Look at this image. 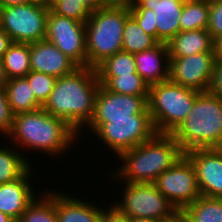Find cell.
I'll return each mask as SVG.
<instances>
[{"label":"cell","instance_id":"cell-1","mask_svg":"<svg viewBox=\"0 0 222 222\" xmlns=\"http://www.w3.org/2000/svg\"><path fill=\"white\" fill-rule=\"evenodd\" d=\"M99 87L96 70L79 67L73 73L56 79L42 108L54 117L65 120L81 137L80 133L93 116Z\"/></svg>","mask_w":222,"mask_h":222},{"label":"cell","instance_id":"cell-2","mask_svg":"<svg viewBox=\"0 0 222 222\" xmlns=\"http://www.w3.org/2000/svg\"><path fill=\"white\" fill-rule=\"evenodd\" d=\"M6 137L12 146L17 144L14 146L19 147V151L21 148L23 152L38 151L55 158L56 155L62 157L67 149L70 151V146L78 140V132L65 120L40 108L14 115L11 130Z\"/></svg>","mask_w":222,"mask_h":222},{"label":"cell","instance_id":"cell-3","mask_svg":"<svg viewBox=\"0 0 222 222\" xmlns=\"http://www.w3.org/2000/svg\"><path fill=\"white\" fill-rule=\"evenodd\" d=\"M184 153L171 134L156 133L146 142L121 153L118 157L123 164L111 176L120 182L153 183Z\"/></svg>","mask_w":222,"mask_h":222},{"label":"cell","instance_id":"cell-4","mask_svg":"<svg viewBox=\"0 0 222 222\" xmlns=\"http://www.w3.org/2000/svg\"><path fill=\"white\" fill-rule=\"evenodd\" d=\"M186 152L197 148H222V100L200 92L188 116L171 133Z\"/></svg>","mask_w":222,"mask_h":222},{"label":"cell","instance_id":"cell-5","mask_svg":"<svg viewBox=\"0 0 222 222\" xmlns=\"http://www.w3.org/2000/svg\"><path fill=\"white\" fill-rule=\"evenodd\" d=\"M129 16V4L109 3L91 13L85 23L87 67L95 69L122 51V34Z\"/></svg>","mask_w":222,"mask_h":222},{"label":"cell","instance_id":"cell-6","mask_svg":"<svg viewBox=\"0 0 222 222\" xmlns=\"http://www.w3.org/2000/svg\"><path fill=\"white\" fill-rule=\"evenodd\" d=\"M199 93L170 80L150 85L147 103L156 132L171 134L188 116Z\"/></svg>","mask_w":222,"mask_h":222},{"label":"cell","instance_id":"cell-7","mask_svg":"<svg viewBox=\"0 0 222 222\" xmlns=\"http://www.w3.org/2000/svg\"><path fill=\"white\" fill-rule=\"evenodd\" d=\"M85 127L104 142L117 158L121 153L151 139L157 132L150 113L131 115V118L109 119L108 123H88Z\"/></svg>","mask_w":222,"mask_h":222},{"label":"cell","instance_id":"cell-8","mask_svg":"<svg viewBox=\"0 0 222 222\" xmlns=\"http://www.w3.org/2000/svg\"><path fill=\"white\" fill-rule=\"evenodd\" d=\"M124 183L122 199L111 204L129 218L165 221L178 213L169 200L157 190L154 183Z\"/></svg>","mask_w":222,"mask_h":222},{"label":"cell","instance_id":"cell-9","mask_svg":"<svg viewBox=\"0 0 222 222\" xmlns=\"http://www.w3.org/2000/svg\"><path fill=\"white\" fill-rule=\"evenodd\" d=\"M49 7L30 1L22 5L0 7V27L12 42L33 43L45 39Z\"/></svg>","mask_w":222,"mask_h":222},{"label":"cell","instance_id":"cell-10","mask_svg":"<svg viewBox=\"0 0 222 222\" xmlns=\"http://www.w3.org/2000/svg\"><path fill=\"white\" fill-rule=\"evenodd\" d=\"M153 183L178 212L201 196L194 167L185 155Z\"/></svg>","mask_w":222,"mask_h":222},{"label":"cell","instance_id":"cell-11","mask_svg":"<svg viewBox=\"0 0 222 222\" xmlns=\"http://www.w3.org/2000/svg\"><path fill=\"white\" fill-rule=\"evenodd\" d=\"M45 39L79 67H87L85 23L55 14L49 9Z\"/></svg>","mask_w":222,"mask_h":222},{"label":"cell","instance_id":"cell-12","mask_svg":"<svg viewBox=\"0 0 222 222\" xmlns=\"http://www.w3.org/2000/svg\"><path fill=\"white\" fill-rule=\"evenodd\" d=\"M215 52H204L185 57H170L169 80L199 92L209 90Z\"/></svg>","mask_w":222,"mask_h":222},{"label":"cell","instance_id":"cell-13","mask_svg":"<svg viewBox=\"0 0 222 222\" xmlns=\"http://www.w3.org/2000/svg\"><path fill=\"white\" fill-rule=\"evenodd\" d=\"M148 96L123 95L100 85L89 123H108L109 119L131 118V115L149 113Z\"/></svg>","mask_w":222,"mask_h":222},{"label":"cell","instance_id":"cell-14","mask_svg":"<svg viewBox=\"0 0 222 222\" xmlns=\"http://www.w3.org/2000/svg\"><path fill=\"white\" fill-rule=\"evenodd\" d=\"M184 155L194 167L201 196L222 198V148H197Z\"/></svg>","mask_w":222,"mask_h":222},{"label":"cell","instance_id":"cell-15","mask_svg":"<svg viewBox=\"0 0 222 222\" xmlns=\"http://www.w3.org/2000/svg\"><path fill=\"white\" fill-rule=\"evenodd\" d=\"M30 67L32 71L55 76L69 75L79 66L47 39L30 43Z\"/></svg>","mask_w":222,"mask_h":222},{"label":"cell","instance_id":"cell-16","mask_svg":"<svg viewBox=\"0 0 222 222\" xmlns=\"http://www.w3.org/2000/svg\"><path fill=\"white\" fill-rule=\"evenodd\" d=\"M185 0H133L129 8L154 10L157 41L167 43L180 32V17Z\"/></svg>","mask_w":222,"mask_h":222},{"label":"cell","instance_id":"cell-17","mask_svg":"<svg viewBox=\"0 0 222 222\" xmlns=\"http://www.w3.org/2000/svg\"><path fill=\"white\" fill-rule=\"evenodd\" d=\"M32 166L18 179L0 185V211L12 219H19L28 205L37 197L32 186L35 171Z\"/></svg>","mask_w":222,"mask_h":222},{"label":"cell","instance_id":"cell-18","mask_svg":"<svg viewBox=\"0 0 222 222\" xmlns=\"http://www.w3.org/2000/svg\"><path fill=\"white\" fill-rule=\"evenodd\" d=\"M137 73L150 86L169 80L170 56L167 44L158 42L150 49L134 54Z\"/></svg>","mask_w":222,"mask_h":222},{"label":"cell","instance_id":"cell-19","mask_svg":"<svg viewBox=\"0 0 222 222\" xmlns=\"http://www.w3.org/2000/svg\"><path fill=\"white\" fill-rule=\"evenodd\" d=\"M56 191V214L59 222H101L102 205Z\"/></svg>","mask_w":222,"mask_h":222},{"label":"cell","instance_id":"cell-20","mask_svg":"<svg viewBox=\"0 0 222 222\" xmlns=\"http://www.w3.org/2000/svg\"><path fill=\"white\" fill-rule=\"evenodd\" d=\"M170 57H185L204 52H215L214 41L207 29L180 31L167 43Z\"/></svg>","mask_w":222,"mask_h":222},{"label":"cell","instance_id":"cell-21","mask_svg":"<svg viewBox=\"0 0 222 222\" xmlns=\"http://www.w3.org/2000/svg\"><path fill=\"white\" fill-rule=\"evenodd\" d=\"M4 89L13 116L42 108L35 98L27 77L8 79Z\"/></svg>","mask_w":222,"mask_h":222},{"label":"cell","instance_id":"cell-22","mask_svg":"<svg viewBox=\"0 0 222 222\" xmlns=\"http://www.w3.org/2000/svg\"><path fill=\"white\" fill-rule=\"evenodd\" d=\"M9 146H0V185L20 178L31 167L26 153Z\"/></svg>","mask_w":222,"mask_h":222},{"label":"cell","instance_id":"cell-23","mask_svg":"<svg viewBox=\"0 0 222 222\" xmlns=\"http://www.w3.org/2000/svg\"><path fill=\"white\" fill-rule=\"evenodd\" d=\"M19 220L20 222H59L56 214V190L42 191L40 197L38 195L28 205Z\"/></svg>","mask_w":222,"mask_h":222},{"label":"cell","instance_id":"cell-24","mask_svg":"<svg viewBox=\"0 0 222 222\" xmlns=\"http://www.w3.org/2000/svg\"><path fill=\"white\" fill-rule=\"evenodd\" d=\"M181 213L188 222H222V198L200 196Z\"/></svg>","mask_w":222,"mask_h":222},{"label":"cell","instance_id":"cell-25","mask_svg":"<svg viewBox=\"0 0 222 222\" xmlns=\"http://www.w3.org/2000/svg\"><path fill=\"white\" fill-rule=\"evenodd\" d=\"M2 62L8 79L26 77L31 71L30 44L12 42L4 53Z\"/></svg>","mask_w":222,"mask_h":222},{"label":"cell","instance_id":"cell-26","mask_svg":"<svg viewBox=\"0 0 222 222\" xmlns=\"http://www.w3.org/2000/svg\"><path fill=\"white\" fill-rule=\"evenodd\" d=\"M158 41L139 27L137 21L130 15L124 24L122 34V51L130 54L140 53L155 46Z\"/></svg>","mask_w":222,"mask_h":222},{"label":"cell","instance_id":"cell-27","mask_svg":"<svg viewBox=\"0 0 222 222\" xmlns=\"http://www.w3.org/2000/svg\"><path fill=\"white\" fill-rule=\"evenodd\" d=\"M100 85L123 95L148 96L149 85L138 73L117 77H98Z\"/></svg>","mask_w":222,"mask_h":222},{"label":"cell","instance_id":"cell-28","mask_svg":"<svg viewBox=\"0 0 222 222\" xmlns=\"http://www.w3.org/2000/svg\"><path fill=\"white\" fill-rule=\"evenodd\" d=\"M210 2L185 0L180 17V31L207 29Z\"/></svg>","mask_w":222,"mask_h":222},{"label":"cell","instance_id":"cell-29","mask_svg":"<svg viewBox=\"0 0 222 222\" xmlns=\"http://www.w3.org/2000/svg\"><path fill=\"white\" fill-rule=\"evenodd\" d=\"M95 70L97 77H117L137 73L134 54L119 51L106 58Z\"/></svg>","mask_w":222,"mask_h":222},{"label":"cell","instance_id":"cell-30","mask_svg":"<svg viewBox=\"0 0 222 222\" xmlns=\"http://www.w3.org/2000/svg\"><path fill=\"white\" fill-rule=\"evenodd\" d=\"M50 10L58 15L86 23L92 11L80 0H58Z\"/></svg>","mask_w":222,"mask_h":222},{"label":"cell","instance_id":"cell-31","mask_svg":"<svg viewBox=\"0 0 222 222\" xmlns=\"http://www.w3.org/2000/svg\"><path fill=\"white\" fill-rule=\"evenodd\" d=\"M26 77L34 92L36 100L43 106L49 98L57 78L49 74L32 70L26 75Z\"/></svg>","mask_w":222,"mask_h":222},{"label":"cell","instance_id":"cell-32","mask_svg":"<svg viewBox=\"0 0 222 222\" xmlns=\"http://www.w3.org/2000/svg\"><path fill=\"white\" fill-rule=\"evenodd\" d=\"M130 15L137 21L145 33L152 35L157 40V28L154 10L149 8H129Z\"/></svg>","mask_w":222,"mask_h":222},{"label":"cell","instance_id":"cell-33","mask_svg":"<svg viewBox=\"0 0 222 222\" xmlns=\"http://www.w3.org/2000/svg\"><path fill=\"white\" fill-rule=\"evenodd\" d=\"M207 30L213 41L222 35V0H214L210 2Z\"/></svg>","mask_w":222,"mask_h":222},{"label":"cell","instance_id":"cell-34","mask_svg":"<svg viewBox=\"0 0 222 222\" xmlns=\"http://www.w3.org/2000/svg\"><path fill=\"white\" fill-rule=\"evenodd\" d=\"M13 115L4 88H0V135L5 138L12 127Z\"/></svg>","mask_w":222,"mask_h":222},{"label":"cell","instance_id":"cell-35","mask_svg":"<svg viewBox=\"0 0 222 222\" xmlns=\"http://www.w3.org/2000/svg\"><path fill=\"white\" fill-rule=\"evenodd\" d=\"M208 91L222 100V58H216L215 60L213 76Z\"/></svg>","mask_w":222,"mask_h":222},{"label":"cell","instance_id":"cell-36","mask_svg":"<svg viewBox=\"0 0 222 222\" xmlns=\"http://www.w3.org/2000/svg\"><path fill=\"white\" fill-rule=\"evenodd\" d=\"M102 207L101 222H129V217L120 212L114 205Z\"/></svg>","mask_w":222,"mask_h":222},{"label":"cell","instance_id":"cell-37","mask_svg":"<svg viewBox=\"0 0 222 222\" xmlns=\"http://www.w3.org/2000/svg\"><path fill=\"white\" fill-rule=\"evenodd\" d=\"M12 40L8 34L0 27V60H2L4 53L8 50Z\"/></svg>","mask_w":222,"mask_h":222},{"label":"cell","instance_id":"cell-38","mask_svg":"<svg viewBox=\"0 0 222 222\" xmlns=\"http://www.w3.org/2000/svg\"><path fill=\"white\" fill-rule=\"evenodd\" d=\"M80 1L83 4H85L92 12L109 4L106 0H80Z\"/></svg>","mask_w":222,"mask_h":222},{"label":"cell","instance_id":"cell-39","mask_svg":"<svg viewBox=\"0 0 222 222\" xmlns=\"http://www.w3.org/2000/svg\"><path fill=\"white\" fill-rule=\"evenodd\" d=\"M30 1L31 0H0V7L22 5V4H26Z\"/></svg>","mask_w":222,"mask_h":222},{"label":"cell","instance_id":"cell-40","mask_svg":"<svg viewBox=\"0 0 222 222\" xmlns=\"http://www.w3.org/2000/svg\"><path fill=\"white\" fill-rule=\"evenodd\" d=\"M214 51L216 58H222V35L214 41Z\"/></svg>","mask_w":222,"mask_h":222},{"label":"cell","instance_id":"cell-41","mask_svg":"<svg viewBox=\"0 0 222 222\" xmlns=\"http://www.w3.org/2000/svg\"><path fill=\"white\" fill-rule=\"evenodd\" d=\"M8 78L3 67V62L0 60V88H4L5 84L7 83Z\"/></svg>","mask_w":222,"mask_h":222},{"label":"cell","instance_id":"cell-42","mask_svg":"<svg viewBox=\"0 0 222 222\" xmlns=\"http://www.w3.org/2000/svg\"><path fill=\"white\" fill-rule=\"evenodd\" d=\"M161 222H188L181 212H178L173 218Z\"/></svg>","mask_w":222,"mask_h":222},{"label":"cell","instance_id":"cell-43","mask_svg":"<svg viewBox=\"0 0 222 222\" xmlns=\"http://www.w3.org/2000/svg\"><path fill=\"white\" fill-rule=\"evenodd\" d=\"M129 222H161V221L146 219V218H129Z\"/></svg>","mask_w":222,"mask_h":222},{"label":"cell","instance_id":"cell-44","mask_svg":"<svg viewBox=\"0 0 222 222\" xmlns=\"http://www.w3.org/2000/svg\"><path fill=\"white\" fill-rule=\"evenodd\" d=\"M108 3L113 4H130L133 0H106Z\"/></svg>","mask_w":222,"mask_h":222},{"label":"cell","instance_id":"cell-45","mask_svg":"<svg viewBox=\"0 0 222 222\" xmlns=\"http://www.w3.org/2000/svg\"><path fill=\"white\" fill-rule=\"evenodd\" d=\"M11 220L13 219L0 211V222H10Z\"/></svg>","mask_w":222,"mask_h":222},{"label":"cell","instance_id":"cell-46","mask_svg":"<svg viewBox=\"0 0 222 222\" xmlns=\"http://www.w3.org/2000/svg\"><path fill=\"white\" fill-rule=\"evenodd\" d=\"M31 1L43 3V4H45L46 6H48V0H31Z\"/></svg>","mask_w":222,"mask_h":222},{"label":"cell","instance_id":"cell-47","mask_svg":"<svg viewBox=\"0 0 222 222\" xmlns=\"http://www.w3.org/2000/svg\"><path fill=\"white\" fill-rule=\"evenodd\" d=\"M58 0H48V7L50 8Z\"/></svg>","mask_w":222,"mask_h":222},{"label":"cell","instance_id":"cell-48","mask_svg":"<svg viewBox=\"0 0 222 222\" xmlns=\"http://www.w3.org/2000/svg\"><path fill=\"white\" fill-rule=\"evenodd\" d=\"M10 222H20V220L19 219H13Z\"/></svg>","mask_w":222,"mask_h":222},{"label":"cell","instance_id":"cell-49","mask_svg":"<svg viewBox=\"0 0 222 222\" xmlns=\"http://www.w3.org/2000/svg\"><path fill=\"white\" fill-rule=\"evenodd\" d=\"M200 1L212 2V1H214V0H200Z\"/></svg>","mask_w":222,"mask_h":222}]
</instances>
